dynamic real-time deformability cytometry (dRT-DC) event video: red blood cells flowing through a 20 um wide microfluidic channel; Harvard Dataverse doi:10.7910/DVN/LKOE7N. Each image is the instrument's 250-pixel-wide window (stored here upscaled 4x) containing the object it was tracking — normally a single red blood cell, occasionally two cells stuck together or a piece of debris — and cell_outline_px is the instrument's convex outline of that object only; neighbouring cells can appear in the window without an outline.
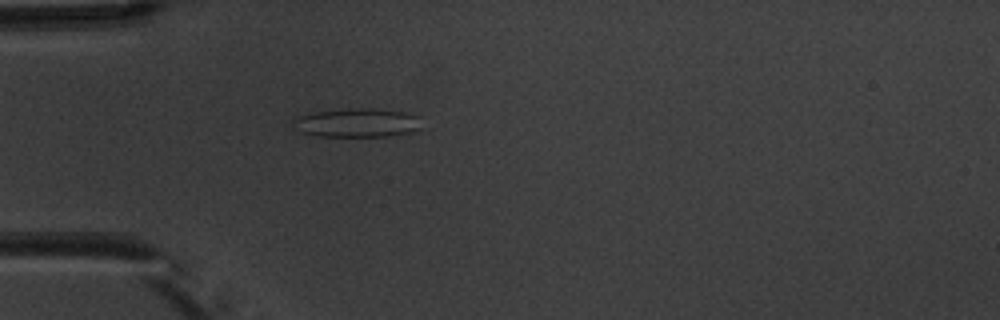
{"species": "common noctule bat (a hibernating species)", "species_latin": "Nyctalus noctula", "temperature_condition": "warm", "stored_images_in_passage": 4, "camera_frame_rate_fps": 3000, "um_per_image_px": 0.085, "animal": {"sex": "male", "body_mass_g": 20.1, "forearm_length_mm": 53.5}, "frame": {"image": 1, "passage_image": 4, "time_ms": 3.333, "image_size_px": [1000, 320], "cell_outline_px": [[420, 128], [408, 132], [388, 136], [316, 136], [292, 128], [292, 120], [300, 116], [316, 112], [356, 108], [372, 108], [408, 112], [420, 116]], "centroid_in_image_um": [30.37, 10.43], "position_along_channel_um": 54.6, "area_um2": 21.5}}